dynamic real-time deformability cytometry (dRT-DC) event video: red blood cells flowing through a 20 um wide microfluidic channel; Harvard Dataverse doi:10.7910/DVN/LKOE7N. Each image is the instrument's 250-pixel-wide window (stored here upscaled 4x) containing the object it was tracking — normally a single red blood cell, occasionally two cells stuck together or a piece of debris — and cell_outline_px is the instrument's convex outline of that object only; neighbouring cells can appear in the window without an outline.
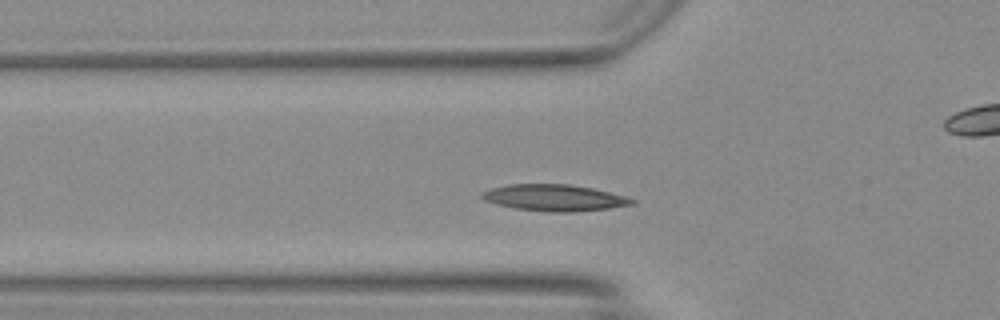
{"species": "Egyptian fruit bat (a non-hibernating species)", "species_latin": "Rousettus aegyptiacus", "temperature_condition": "warm", "stored_images_in_passage": 41, "camera_frame_rate_fps": 3000, "um_per_image_px": 0.085, "animal": {"sex": "female"}, "frame": {"image": 1, "passage_image": 8, "time_ms": 2.333, "image_size_px": [1000, 320], "cell_outline_px": [[636, 204], [608, 208], [572, 212], [552, 212], [516, 208], [496, 204], [484, 200], [480, 196], [480, 192], [492, 188], [512, 184], [568, 184], [592, 188], [624, 196], [636, 200]], "centroid_in_image_um": [47.11, 16.81], "position_along_channel_um": 78.7, "area_um2": 22.95}}
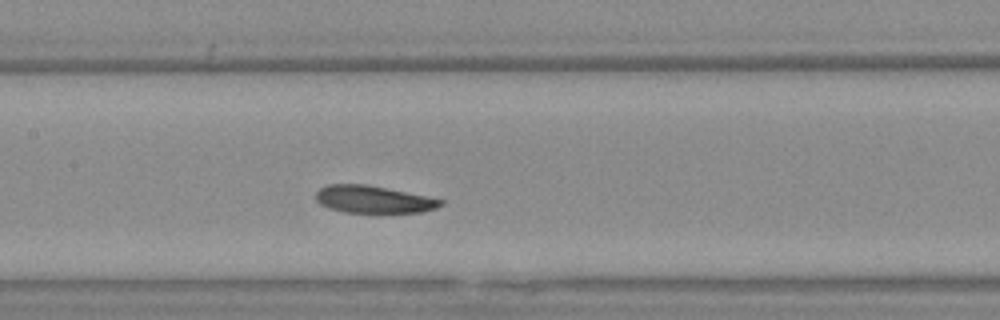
{"frame": {"image": 2, "passage_image": 15, "time_ms": 4.667, "image_size_px": [1000, 320], "cell_outline_px": [[444, 204], [436, 208], [420, 212], [376, 216], [344, 212], [328, 208], [320, 204], [316, 200], [316, 192], [320, 188], [328, 184], [364, 184], [428, 196], [444, 200]], "centroid_in_image_um": [31.76, 17.01], "position_along_channel_um": 175.6, "area_um2": 20.87}}
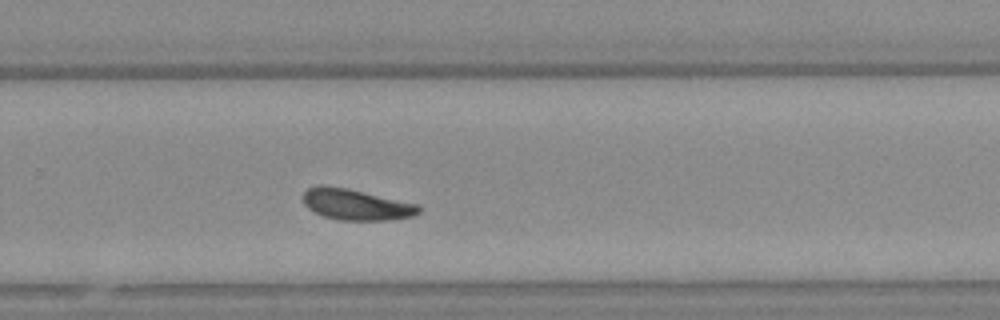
{"frame": {"image": 3, "passage_image": 24, "time_ms": 7.667, "image_size_px": [1000, 320], "cell_outline_px": [[420, 212], [412, 216], [392, 220], [340, 220], [324, 216], [308, 208], [304, 204], [304, 192], [308, 188], [348, 188], [420, 204]], "centroid_in_image_um": [30.37, 17.42], "position_along_channel_um": 299.4, "area_um2": 20.4}}